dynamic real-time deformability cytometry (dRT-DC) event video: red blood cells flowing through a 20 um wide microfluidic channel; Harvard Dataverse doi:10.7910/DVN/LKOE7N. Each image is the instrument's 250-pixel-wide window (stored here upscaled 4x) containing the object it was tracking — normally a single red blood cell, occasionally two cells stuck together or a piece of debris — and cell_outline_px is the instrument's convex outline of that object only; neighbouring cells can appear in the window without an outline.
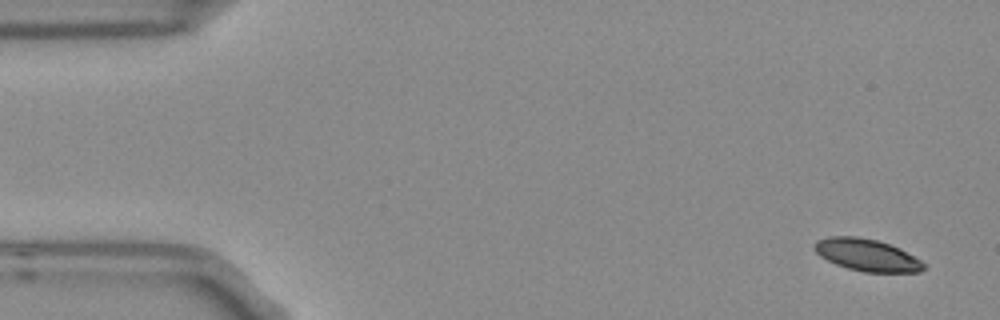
{"species": "Egyptian fruit bat (a non-hibernating species)", "species_latin": "Rousettus aegyptiacus", "temperature_condition": "room temperature", "stored_images_in_passage": 5, "segment_of_instrument_passage": [1, 2], "camera_frame_rate_fps": 3000, "um_per_image_px": 0.085, "frame": {"image": 1, "passage_image": 1, "time_ms": 0.0, "image_size_px": [1000, 320], "cell_outline_px": [[924, 268], [920, 272], [864, 272], [848, 268], [836, 264], [820, 256], [812, 248], [812, 244], [816, 240], [828, 236], [856, 236], [876, 240], [900, 248], [920, 260], [924, 264]], "centroid_in_image_um": [73.64, 21.66], "position_along_channel_um": 11.4, "area_um2": 20.4}}
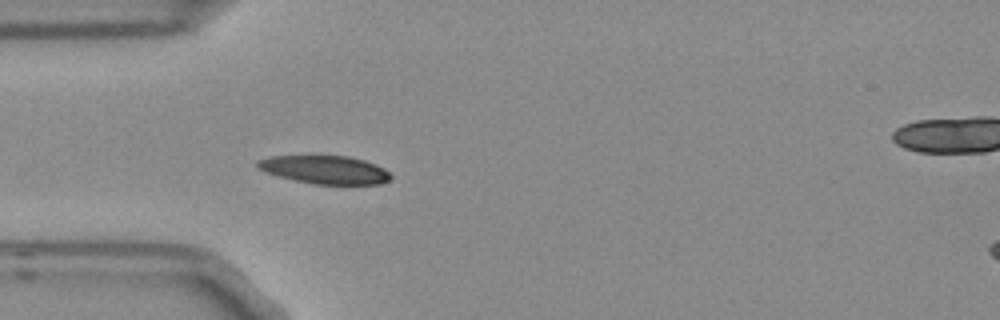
{"frame": {"image": 2, "passage_image": 4, "time_ms": 1.0, "image_size_px": [1000, 320], "cell_outline_px": [[392, 176], [388, 180], [380, 184], [312, 184], [264, 172], [256, 164], [256, 160], [272, 156], [348, 156], [364, 160], [376, 164], [384, 168]], "centroid_in_image_um": [27.63, 14.42], "position_along_channel_um": 57.4, "area_um2": 21.73}}